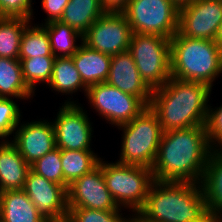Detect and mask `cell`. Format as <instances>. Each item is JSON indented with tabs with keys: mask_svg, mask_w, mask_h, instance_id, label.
I'll list each match as a JSON object with an SVG mask.
<instances>
[{
	"mask_svg": "<svg viewBox=\"0 0 222 222\" xmlns=\"http://www.w3.org/2000/svg\"><path fill=\"white\" fill-rule=\"evenodd\" d=\"M141 78L153 91L162 87L171 76L170 39L132 33L128 50Z\"/></svg>",
	"mask_w": 222,
	"mask_h": 222,
	"instance_id": "7",
	"label": "cell"
},
{
	"mask_svg": "<svg viewBox=\"0 0 222 222\" xmlns=\"http://www.w3.org/2000/svg\"><path fill=\"white\" fill-rule=\"evenodd\" d=\"M49 36L52 54L57 57H72L80 47L76 40L83 41V35L60 21H51L43 25ZM61 53L59 54L58 53Z\"/></svg>",
	"mask_w": 222,
	"mask_h": 222,
	"instance_id": "25",
	"label": "cell"
},
{
	"mask_svg": "<svg viewBox=\"0 0 222 222\" xmlns=\"http://www.w3.org/2000/svg\"><path fill=\"white\" fill-rule=\"evenodd\" d=\"M85 96L99 115L117 127L132 121L148 107L139 97L124 93L107 82L89 86Z\"/></svg>",
	"mask_w": 222,
	"mask_h": 222,
	"instance_id": "9",
	"label": "cell"
},
{
	"mask_svg": "<svg viewBox=\"0 0 222 222\" xmlns=\"http://www.w3.org/2000/svg\"><path fill=\"white\" fill-rule=\"evenodd\" d=\"M211 107L212 106H209L208 108L205 125L208 140L212 149H222V104L215 109ZM215 144L217 145L215 146Z\"/></svg>",
	"mask_w": 222,
	"mask_h": 222,
	"instance_id": "32",
	"label": "cell"
},
{
	"mask_svg": "<svg viewBox=\"0 0 222 222\" xmlns=\"http://www.w3.org/2000/svg\"><path fill=\"white\" fill-rule=\"evenodd\" d=\"M32 0H0V17L32 19Z\"/></svg>",
	"mask_w": 222,
	"mask_h": 222,
	"instance_id": "33",
	"label": "cell"
},
{
	"mask_svg": "<svg viewBox=\"0 0 222 222\" xmlns=\"http://www.w3.org/2000/svg\"><path fill=\"white\" fill-rule=\"evenodd\" d=\"M30 165L10 141L0 143V192L23 190Z\"/></svg>",
	"mask_w": 222,
	"mask_h": 222,
	"instance_id": "17",
	"label": "cell"
},
{
	"mask_svg": "<svg viewBox=\"0 0 222 222\" xmlns=\"http://www.w3.org/2000/svg\"><path fill=\"white\" fill-rule=\"evenodd\" d=\"M52 222H71L68 218H64L61 220H56V221H52Z\"/></svg>",
	"mask_w": 222,
	"mask_h": 222,
	"instance_id": "39",
	"label": "cell"
},
{
	"mask_svg": "<svg viewBox=\"0 0 222 222\" xmlns=\"http://www.w3.org/2000/svg\"><path fill=\"white\" fill-rule=\"evenodd\" d=\"M200 184L208 213L222 216V149L210 153Z\"/></svg>",
	"mask_w": 222,
	"mask_h": 222,
	"instance_id": "20",
	"label": "cell"
},
{
	"mask_svg": "<svg viewBox=\"0 0 222 222\" xmlns=\"http://www.w3.org/2000/svg\"><path fill=\"white\" fill-rule=\"evenodd\" d=\"M212 150L206 126L163 131L151 168L154 180L201 183Z\"/></svg>",
	"mask_w": 222,
	"mask_h": 222,
	"instance_id": "1",
	"label": "cell"
},
{
	"mask_svg": "<svg viewBox=\"0 0 222 222\" xmlns=\"http://www.w3.org/2000/svg\"><path fill=\"white\" fill-rule=\"evenodd\" d=\"M222 23V0H194L179 8L178 32L185 37L215 40Z\"/></svg>",
	"mask_w": 222,
	"mask_h": 222,
	"instance_id": "13",
	"label": "cell"
},
{
	"mask_svg": "<svg viewBox=\"0 0 222 222\" xmlns=\"http://www.w3.org/2000/svg\"><path fill=\"white\" fill-rule=\"evenodd\" d=\"M106 187L118 205L130 208L134 215L144 206L149 188L154 182L151 168L103 161Z\"/></svg>",
	"mask_w": 222,
	"mask_h": 222,
	"instance_id": "6",
	"label": "cell"
},
{
	"mask_svg": "<svg viewBox=\"0 0 222 222\" xmlns=\"http://www.w3.org/2000/svg\"><path fill=\"white\" fill-rule=\"evenodd\" d=\"M214 41L222 49V23L219 26V29H218V32Z\"/></svg>",
	"mask_w": 222,
	"mask_h": 222,
	"instance_id": "37",
	"label": "cell"
},
{
	"mask_svg": "<svg viewBox=\"0 0 222 222\" xmlns=\"http://www.w3.org/2000/svg\"><path fill=\"white\" fill-rule=\"evenodd\" d=\"M122 13L132 33L171 39L178 32L179 7L172 0H130Z\"/></svg>",
	"mask_w": 222,
	"mask_h": 222,
	"instance_id": "8",
	"label": "cell"
},
{
	"mask_svg": "<svg viewBox=\"0 0 222 222\" xmlns=\"http://www.w3.org/2000/svg\"><path fill=\"white\" fill-rule=\"evenodd\" d=\"M34 93L24 82L19 59L0 57V98H31Z\"/></svg>",
	"mask_w": 222,
	"mask_h": 222,
	"instance_id": "22",
	"label": "cell"
},
{
	"mask_svg": "<svg viewBox=\"0 0 222 222\" xmlns=\"http://www.w3.org/2000/svg\"><path fill=\"white\" fill-rule=\"evenodd\" d=\"M120 211H102L86 208H68L67 218L71 222H134V217H122Z\"/></svg>",
	"mask_w": 222,
	"mask_h": 222,
	"instance_id": "30",
	"label": "cell"
},
{
	"mask_svg": "<svg viewBox=\"0 0 222 222\" xmlns=\"http://www.w3.org/2000/svg\"><path fill=\"white\" fill-rule=\"evenodd\" d=\"M23 191L49 222L67 218V190L62 185L47 180L30 169Z\"/></svg>",
	"mask_w": 222,
	"mask_h": 222,
	"instance_id": "14",
	"label": "cell"
},
{
	"mask_svg": "<svg viewBox=\"0 0 222 222\" xmlns=\"http://www.w3.org/2000/svg\"><path fill=\"white\" fill-rule=\"evenodd\" d=\"M170 57L171 76L180 80L205 83L212 88L222 73V49L214 40L185 37L177 32L170 39Z\"/></svg>",
	"mask_w": 222,
	"mask_h": 222,
	"instance_id": "4",
	"label": "cell"
},
{
	"mask_svg": "<svg viewBox=\"0 0 222 222\" xmlns=\"http://www.w3.org/2000/svg\"><path fill=\"white\" fill-rule=\"evenodd\" d=\"M64 188L94 169L100 158L92 150H60Z\"/></svg>",
	"mask_w": 222,
	"mask_h": 222,
	"instance_id": "24",
	"label": "cell"
},
{
	"mask_svg": "<svg viewBox=\"0 0 222 222\" xmlns=\"http://www.w3.org/2000/svg\"><path fill=\"white\" fill-rule=\"evenodd\" d=\"M42 8L48 14L45 23L59 21L69 0H42Z\"/></svg>",
	"mask_w": 222,
	"mask_h": 222,
	"instance_id": "34",
	"label": "cell"
},
{
	"mask_svg": "<svg viewBox=\"0 0 222 222\" xmlns=\"http://www.w3.org/2000/svg\"><path fill=\"white\" fill-rule=\"evenodd\" d=\"M202 222H222V216H215L212 214H208Z\"/></svg>",
	"mask_w": 222,
	"mask_h": 222,
	"instance_id": "36",
	"label": "cell"
},
{
	"mask_svg": "<svg viewBox=\"0 0 222 222\" xmlns=\"http://www.w3.org/2000/svg\"><path fill=\"white\" fill-rule=\"evenodd\" d=\"M132 30L122 12L105 11L83 35L89 48L116 55L129 50Z\"/></svg>",
	"mask_w": 222,
	"mask_h": 222,
	"instance_id": "10",
	"label": "cell"
},
{
	"mask_svg": "<svg viewBox=\"0 0 222 222\" xmlns=\"http://www.w3.org/2000/svg\"><path fill=\"white\" fill-rule=\"evenodd\" d=\"M55 56H41L27 59H19L22 67L24 82L34 93L35 84L50 82Z\"/></svg>",
	"mask_w": 222,
	"mask_h": 222,
	"instance_id": "28",
	"label": "cell"
},
{
	"mask_svg": "<svg viewBox=\"0 0 222 222\" xmlns=\"http://www.w3.org/2000/svg\"><path fill=\"white\" fill-rule=\"evenodd\" d=\"M104 12L100 0H69L59 21L84 35Z\"/></svg>",
	"mask_w": 222,
	"mask_h": 222,
	"instance_id": "21",
	"label": "cell"
},
{
	"mask_svg": "<svg viewBox=\"0 0 222 222\" xmlns=\"http://www.w3.org/2000/svg\"><path fill=\"white\" fill-rule=\"evenodd\" d=\"M0 222H49L23 190L0 192Z\"/></svg>",
	"mask_w": 222,
	"mask_h": 222,
	"instance_id": "19",
	"label": "cell"
},
{
	"mask_svg": "<svg viewBox=\"0 0 222 222\" xmlns=\"http://www.w3.org/2000/svg\"><path fill=\"white\" fill-rule=\"evenodd\" d=\"M21 113L19 106L12 98H0V139L7 142L9 135L14 134L18 124H20ZM6 138V139H5Z\"/></svg>",
	"mask_w": 222,
	"mask_h": 222,
	"instance_id": "31",
	"label": "cell"
},
{
	"mask_svg": "<svg viewBox=\"0 0 222 222\" xmlns=\"http://www.w3.org/2000/svg\"><path fill=\"white\" fill-rule=\"evenodd\" d=\"M30 169L47 180L55 182L64 187L62 162L60 149L58 147L39 158L30 166Z\"/></svg>",
	"mask_w": 222,
	"mask_h": 222,
	"instance_id": "29",
	"label": "cell"
},
{
	"mask_svg": "<svg viewBox=\"0 0 222 222\" xmlns=\"http://www.w3.org/2000/svg\"><path fill=\"white\" fill-rule=\"evenodd\" d=\"M31 20L0 17V57L19 59L20 41Z\"/></svg>",
	"mask_w": 222,
	"mask_h": 222,
	"instance_id": "26",
	"label": "cell"
},
{
	"mask_svg": "<svg viewBox=\"0 0 222 222\" xmlns=\"http://www.w3.org/2000/svg\"><path fill=\"white\" fill-rule=\"evenodd\" d=\"M102 8L110 12H122L130 0H100Z\"/></svg>",
	"mask_w": 222,
	"mask_h": 222,
	"instance_id": "35",
	"label": "cell"
},
{
	"mask_svg": "<svg viewBox=\"0 0 222 222\" xmlns=\"http://www.w3.org/2000/svg\"><path fill=\"white\" fill-rule=\"evenodd\" d=\"M118 128L124 133L120 159L116 162L152 168L163 134L156 113L148 106L132 121Z\"/></svg>",
	"mask_w": 222,
	"mask_h": 222,
	"instance_id": "5",
	"label": "cell"
},
{
	"mask_svg": "<svg viewBox=\"0 0 222 222\" xmlns=\"http://www.w3.org/2000/svg\"><path fill=\"white\" fill-rule=\"evenodd\" d=\"M111 57L108 54L93 50L81 41L72 60L83 82L89 87L106 82L110 72Z\"/></svg>",
	"mask_w": 222,
	"mask_h": 222,
	"instance_id": "18",
	"label": "cell"
},
{
	"mask_svg": "<svg viewBox=\"0 0 222 222\" xmlns=\"http://www.w3.org/2000/svg\"><path fill=\"white\" fill-rule=\"evenodd\" d=\"M11 141L31 166L39 158L56 148L54 127L47 120L18 124Z\"/></svg>",
	"mask_w": 222,
	"mask_h": 222,
	"instance_id": "15",
	"label": "cell"
},
{
	"mask_svg": "<svg viewBox=\"0 0 222 222\" xmlns=\"http://www.w3.org/2000/svg\"><path fill=\"white\" fill-rule=\"evenodd\" d=\"M53 122L56 147L60 150L92 149V124L74 101H65Z\"/></svg>",
	"mask_w": 222,
	"mask_h": 222,
	"instance_id": "12",
	"label": "cell"
},
{
	"mask_svg": "<svg viewBox=\"0 0 222 222\" xmlns=\"http://www.w3.org/2000/svg\"><path fill=\"white\" fill-rule=\"evenodd\" d=\"M54 56L46 28L42 25H27L21 36L19 59Z\"/></svg>",
	"mask_w": 222,
	"mask_h": 222,
	"instance_id": "27",
	"label": "cell"
},
{
	"mask_svg": "<svg viewBox=\"0 0 222 222\" xmlns=\"http://www.w3.org/2000/svg\"><path fill=\"white\" fill-rule=\"evenodd\" d=\"M106 82L124 93L139 97L147 106L150 105L152 90L141 78L129 51L111 57L110 72Z\"/></svg>",
	"mask_w": 222,
	"mask_h": 222,
	"instance_id": "16",
	"label": "cell"
},
{
	"mask_svg": "<svg viewBox=\"0 0 222 222\" xmlns=\"http://www.w3.org/2000/svg\"><path fill=\"white\" fill-rule=\"evenodd\" d=\"M200 183L154 180L134 222H202L209 214Z\"/></svg>",
	"mask_w": 222,
	"mask_h": 222,
	"instance_id": "3",
	"label": "cell"
},
{
	"mask_svg": "<svg viewBox=\"0 0 222 222\" xmlns=\"http://www.w3.org/2000/svg\"><path fill=\"white\" fill-rule=\"evenodd\" d=\"M179 8L193 2L194 0H172Z\"/></svg>",
	"mask_w": 222,
	"mask_h": 222,
	"instance_id": "38",
	"label": "cell"
},
{
	"mask_svg": "<svg viewBox=\"0 0 222 222\" xmlns=\"http://www.w3.org/2000/svg\"><path fill=\"white\" fill-rule=\"evenodd\" d=\"M211 91L205 83L171 77L152 91L149 107L156 113L163 131L205 126Z\"/></svg>",
	"mask_w": 222,
	"mask_h": 222,
	"instance_id": "2",
	"label": "cell"
},
{
	"mask_svg": "<svg viewBox=\"0 0 222 222\" xmlns=\"http://www.w3.org/2000/svg\"><path fill=\"white\" fill-rule=\"evenodd\" d=\"M49 87L57 92L73 94L78 89L87 92L88 86L83 82L81 75L77 71L72 57H57L53 63L52 76ZM81 88V89H80Z\"/></svg>",
	"mask_w": 222,
	"mask_h": 222,
	"instance_id": "23",
	"label": "cell"
},
{
	"mask_svg": "<svg viewBox=\"0 0 222 222\" xmlns=\"http://www.w3.org/2000/svg\"><path fill=\"white\" fill-rule=\"evenodd\" d=\"M68 208L119 211L103 176V159L87 174L75 179L67 189Z\"/></svg>",
	"mask_w": 222,
	"mask_h": 222,
	"instance_id": "11",
	"label": "cell"
}]
</instances>
